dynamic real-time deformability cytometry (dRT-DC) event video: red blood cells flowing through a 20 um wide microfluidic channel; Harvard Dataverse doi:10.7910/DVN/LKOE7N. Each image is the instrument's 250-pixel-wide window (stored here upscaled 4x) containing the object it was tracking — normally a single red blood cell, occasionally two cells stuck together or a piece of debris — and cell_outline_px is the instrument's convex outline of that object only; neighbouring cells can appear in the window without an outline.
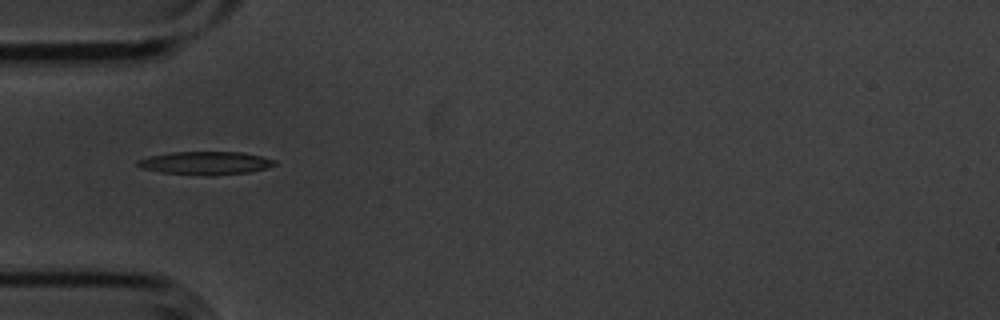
{"species": "common noctule bat (a hibernating species)", "species_latin": "Nyctalus noctula", "temperature_condition": "cold", "stored_images_in_passage": 8, "camera_frame_rate_fps": 3000, "um_per_image_px": 0.085, "animal": {"sex": "male", "body_mass_g": 20.1, "forearm_length_mm": 53.5}, "frame": {"image": 1, "passage_image": 5, "time_ms": 1.333, "image_size_px": [1000, 320], "cell_outline_px": [[276, 164], [264, 168], [248, 172], [216, 176], [208, 176], [160, 172], [144, 168], [136, 164], [136, 160], [148, 156], [172, 152], [240, 152], [260, 156], [276, 160]], "centroid_in_image_um": [17.44, 13.86], "position_along_channel_um": 67.6, "area_um2": 18.44}}
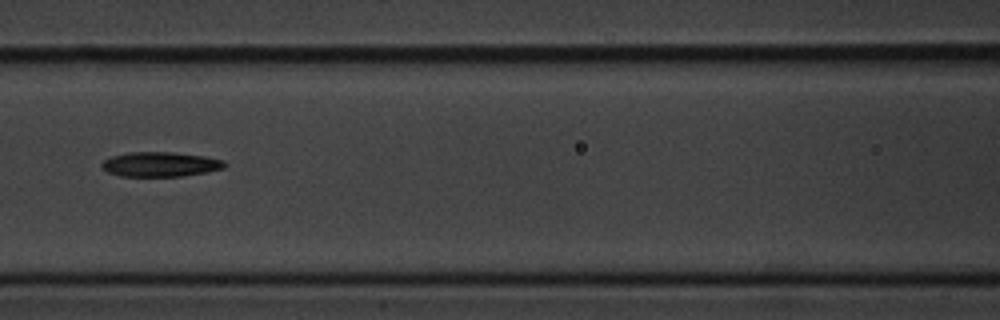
{"frame": {"image": 2, "passage_image": 7, "time_ms": 2.0, "image_size_px": [1000, 320], "cell_outline_px": [[228, 164], [224, 168], [208, 172], [180, 176], [120, 176], [108, 172], [100, 164], [104, 160], [112, 156], [128, 152], [172, 152], [204, 156], [224, 160]], "centroid_in_image_um": [13.66, 13.96], "position_along_channel_um": 152.9, "area_um2": 17.69}}
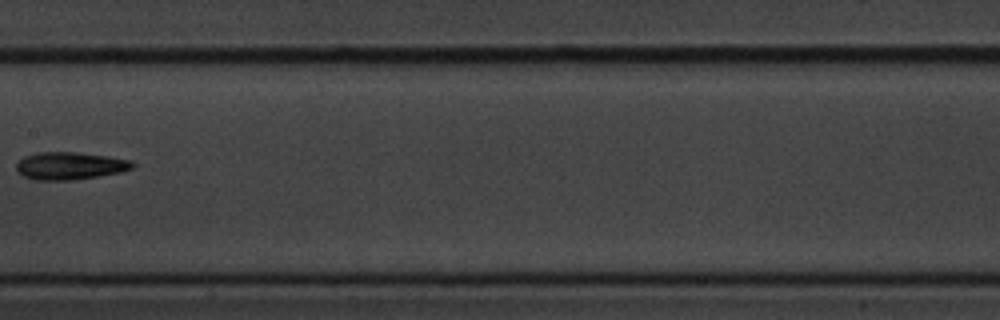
{"frame": {"image": 3, "passage_image": 8, "time_ms": 2.333, "image_size_px": [1000, 320], "cell_outline_px": [[136, 164], [132, 168], [120, 172], [100, 176], [68, 180], [36, 180], [24, 176], [16, 172], [16, 164], [24, 156], [36, 152], [76, 152], [108, 156], [128, 160]], "centroid_in_image_um": [5.91, 14.09], "position_along_channel_um": 201.5, "area_um2": 18.61}}